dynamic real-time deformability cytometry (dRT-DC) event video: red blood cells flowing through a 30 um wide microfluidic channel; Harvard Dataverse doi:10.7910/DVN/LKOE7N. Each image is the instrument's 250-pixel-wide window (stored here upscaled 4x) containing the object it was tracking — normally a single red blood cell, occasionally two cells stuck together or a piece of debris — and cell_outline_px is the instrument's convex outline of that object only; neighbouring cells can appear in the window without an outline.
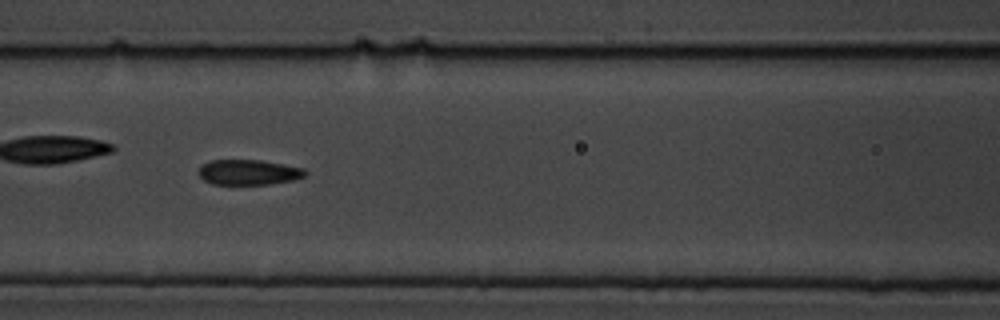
{"species": "common noctule bat (a hibernating species)", "species_latin": "Nyctalus noctula", "temperature_condition": "cold", "stored_images_in_passage": 60, "camera_frame_rate_fps": 3000, "um_per_image_px": 0.085, "animal": {"sex": "male", "body_mass_g": 19.5, "forearm_length_mm": 54.6}, "frame": {"image": 1, "passage_image": 26, "time_ms": 8.333, "image_size_px": [1000, 320], "cell_outline_px": [[308, 172], [304, 176], [296, 180], [268, 184], [212, 184], [204, 180], [200, 176], [200, 168], [204, 164], [212, 160], [260, 160], [304, 168]], "centroid_in_image_um": [21.18, 14.64], "position_along_channel_um": 145.4, "area_um2": 15.55}, "authors_computed_cell_mechanics": {"area_um2": 15.895, "velocity_mm_per_s": 3.3666, "shape_relaxation_time_tau1_ms": null, "shape_relaxation_time_tau2_ms": 2.5241, "deformation_change_tau1": null, "deformation_change_tau2": 0.0688}}